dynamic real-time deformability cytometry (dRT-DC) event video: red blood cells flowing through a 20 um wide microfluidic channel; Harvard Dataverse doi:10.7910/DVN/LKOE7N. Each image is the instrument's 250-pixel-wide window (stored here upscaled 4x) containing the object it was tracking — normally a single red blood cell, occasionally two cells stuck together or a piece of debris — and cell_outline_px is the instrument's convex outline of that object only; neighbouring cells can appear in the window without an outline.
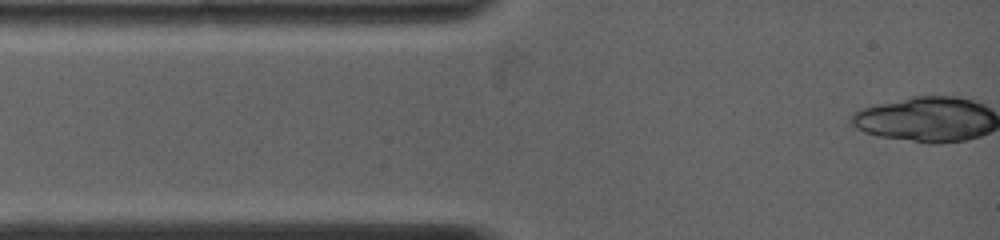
{"species": "common noctule bat (a hibernating species)", "species_latin": "Nyctalus noctula", "temperature_condition": "warm", "stored_images_in_passage": 1, "camera_frame_rate_fps": 5000, "um_per_image_px": 0.085, "animal": {"sex": "female", "body_mass_g": 19.0, "forearm_length_mm": 53.3}, "frame": {"image": 1, "passage_image": 1, "time_ms": 0.0, "image_size_px": [1000, 240], "cell_outline_px": [[232, 24], [184, 32], [104, 32], [96, 24], [168, 12], [224, 12], [232, 20]], "centroid_in_image_um": [14.32, 1.92], "position_along_channel_um": 70.7, "area_um2": 14.68}}